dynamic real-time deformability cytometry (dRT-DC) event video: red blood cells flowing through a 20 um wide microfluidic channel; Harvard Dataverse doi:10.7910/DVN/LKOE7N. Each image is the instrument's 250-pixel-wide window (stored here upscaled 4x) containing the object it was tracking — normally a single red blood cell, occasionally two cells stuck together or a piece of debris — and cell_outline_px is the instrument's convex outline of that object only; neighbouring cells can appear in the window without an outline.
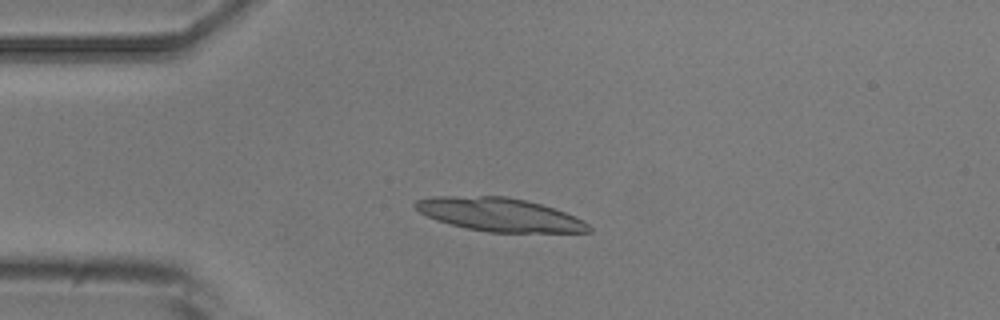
{"species": "common noctule bat (a hibernating species)", "species_latin": "Nyctalus noctula", "temperature_condition": "room temperature", "stored_images_in_passage": 9, "camera_frame_rate_fps": 3000, "um_per_image_px": 0.085, "animal": {"sex": "male", "body_mass_g": 20.5, "forearm_length_mm": 52.5}, "frame": {"image": 1, "passage_image": 3, "time_ms": 2.333, "image_size_px": [1000, 320], "cell_outline_px": [[592, 232], [488, 232], [468, 228], [436, 220], [420, 212], [412, 204], [416, 200], [432, 196], [504, 196], [524, 200], [540, 204], [564, 212], [584, 220], [592, 228]], "centroid_in_image_um": [42.45, 18.24], "position_along_channel_um": 42.5, "area_um2": 33.47}}